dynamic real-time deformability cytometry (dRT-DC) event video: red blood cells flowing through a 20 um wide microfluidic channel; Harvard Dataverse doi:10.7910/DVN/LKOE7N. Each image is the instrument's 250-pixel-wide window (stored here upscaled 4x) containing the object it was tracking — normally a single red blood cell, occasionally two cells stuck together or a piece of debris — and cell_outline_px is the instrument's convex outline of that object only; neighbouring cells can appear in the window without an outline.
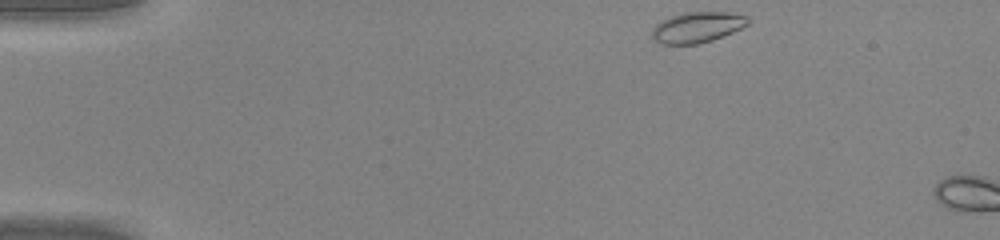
{"species": "common noctule bat (a hibernating species)", "species_latin": "Nyctalus noctula", "temperature_condition": "warm", "stored_images_in_passage": 3, "camera_frame_rate_fps": 3000, "um_per_image_px": 0.085, "animal": {"sex": "male", "body_mass_g": 20.0, "forearm_length_mm": 53.3}, "frame": {"image": 1, "passage_image": 1, "time_ms": 0.0, "image_size_px": [1000, 240], "cell_outline_px": [[752, 20], [748, 24], [732, 32], [712, 40], [696, 44], [660, 44], [652, 36], [652, 28], [656, 24], [672, 16], [684, 12], [728, 12], [748, 16]], "centroid_in_image_um": [59.29, 2.31], "position_along_channel_um": 25.7, "area_um2": 17.05}}